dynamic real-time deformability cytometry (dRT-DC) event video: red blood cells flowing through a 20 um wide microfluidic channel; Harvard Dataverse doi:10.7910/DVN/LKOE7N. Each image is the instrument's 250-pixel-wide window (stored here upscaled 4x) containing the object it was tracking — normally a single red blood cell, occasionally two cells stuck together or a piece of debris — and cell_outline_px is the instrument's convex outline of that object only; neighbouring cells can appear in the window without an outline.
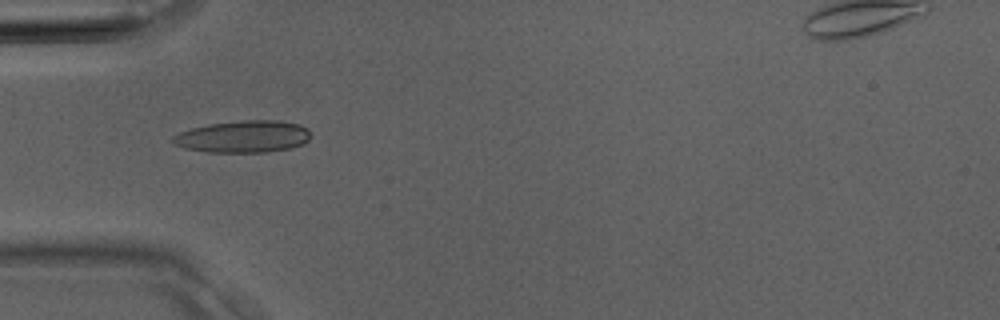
{"species": "Egyptian fruit bat (a non-hibernating species)", "species_latin": "Rousettus aegyptiacus", "temperature_condition": "room temperature", "stored_images_in_passage": 3, "camera_frame_rate_fps": 3000, "um_per_image_px": 0.085, "animal": {"sex": "male"}, "frame": {"image": 1, "passage_image": 3, "time_ms": 0.667, "image_size_px": [1000, 320], "cell_outline_px": [[312, 136], [304, 144], [288, 148], [264, 152], [208, 152], [184, 148], [176, 144], [172, 140], [172, 136], [180, 132], [192, 128], [208, 124], [240, 120], [276, 120], [300, 124], [308, 128]], "centroid_in_image_um": [20.71, 11.6], "position_along_channel_um": 64.3, "area_um2": 25.78}}